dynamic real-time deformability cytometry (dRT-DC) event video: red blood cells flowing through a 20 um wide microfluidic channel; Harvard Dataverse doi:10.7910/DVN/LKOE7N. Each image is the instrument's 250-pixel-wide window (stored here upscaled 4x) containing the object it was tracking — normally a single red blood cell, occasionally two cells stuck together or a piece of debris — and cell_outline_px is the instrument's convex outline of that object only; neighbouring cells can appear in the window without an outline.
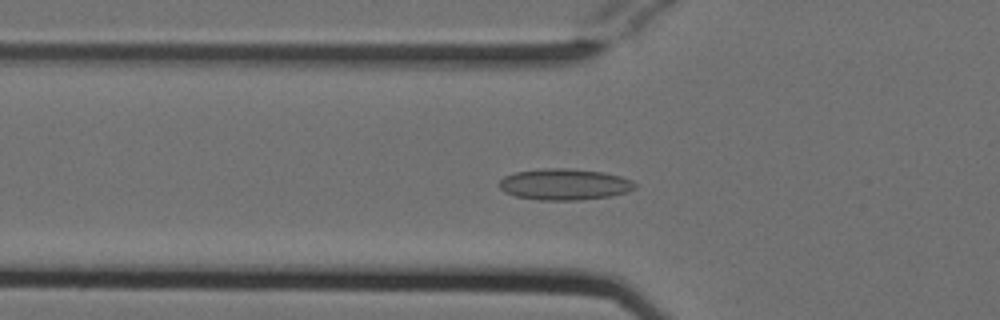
{"species": "Egyptian fruit bat (a non-hibernating species)", "species_latin": "Rousettus aegyptiacus", "temperature_condition": "cold", "stored_images_in_passage": 53, "camera_frame_rate_fps": 3000, "um_per_image_px": 0.085, "animal": {"sex": "female"}, "frame": {"image": 1, "passage_image": 18, "time_ms": 5.667, "image_size_px": [1000, 320], "cell_outline_px": [[636, 188], [628, 192], [612, 196], [580, 200], [540, 200], [516, 196], [504, 192], [500, 188], [500, 180], [504, 176], [516, 172], [540, 168], [568, 168], [604, 172], [620, 176], [632, 180], [636, 184]], "centroid_in_image_um": [48.01, 15.67], "position_along_channel_um": 77.8, "area_um2": 24.91}}
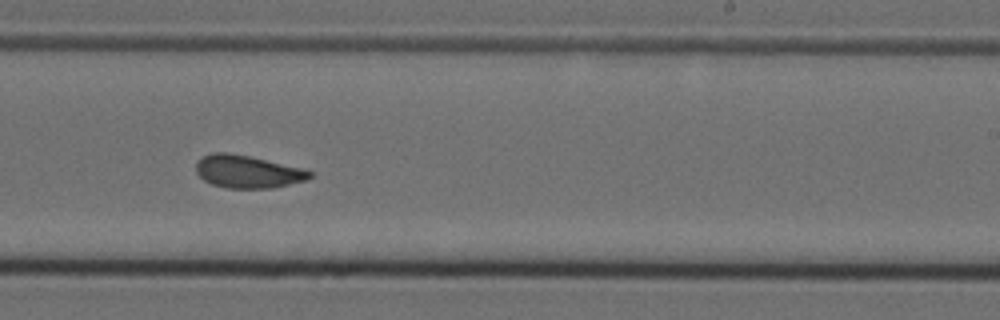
{"frame": {"image": 2, "passage_image": 33, "time_ms": 10.667, "image_size_px": [1000, 320], "cell_outline_px": [[312, 176], [308, 180], [272, 188], [224, 188], [212, 184], [204, 180], [196, 172], [196, 164], [204, 156], [212, 152], [228, 152], [252, 156], [304, 168], [312, 172]], "centroid_in_image_um": [21.08, 14.58], "position_along_channel_um": 267.9, "area_um2": 21.91}}
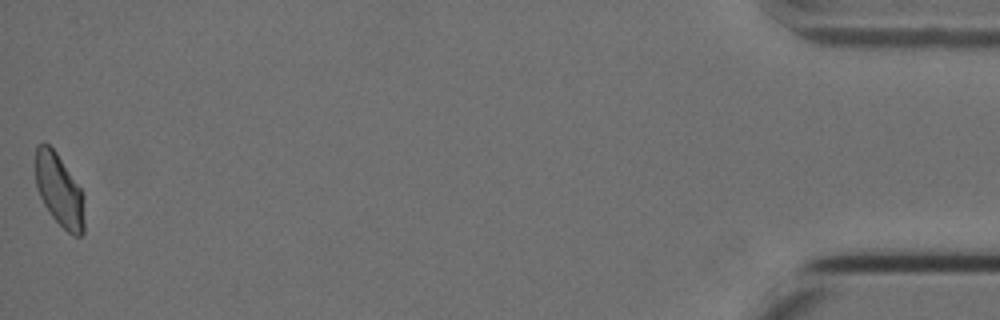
{"frame": {"image": 3, "passage_image": 53, "time_ms": 17.333, "image_size_px": [1000, 320], "cell_outline_px": [[84, 232], [80, 236], [72, 236], [52, 216], [44, 204], [36, 188], [36, 144], [48, 144], [56, 152], [80, 188], [84, 220]], "centroid_in_image_um": [5.02, 16.18], "position_along_channel_um": 430.2, "area_um2": 20.11}, "authors_computed_cell_mechanics": {"area_um2": 21.964, "velocity_mm_per_s": 3.7884, "shape_relaxation_time_tau1_ms": 9.9726, "shape_relaxation_time_tau2_ms": 1.6995, "deformation_change_tau1": 0.1742, "deformation_change_tau2": 0.0738}}